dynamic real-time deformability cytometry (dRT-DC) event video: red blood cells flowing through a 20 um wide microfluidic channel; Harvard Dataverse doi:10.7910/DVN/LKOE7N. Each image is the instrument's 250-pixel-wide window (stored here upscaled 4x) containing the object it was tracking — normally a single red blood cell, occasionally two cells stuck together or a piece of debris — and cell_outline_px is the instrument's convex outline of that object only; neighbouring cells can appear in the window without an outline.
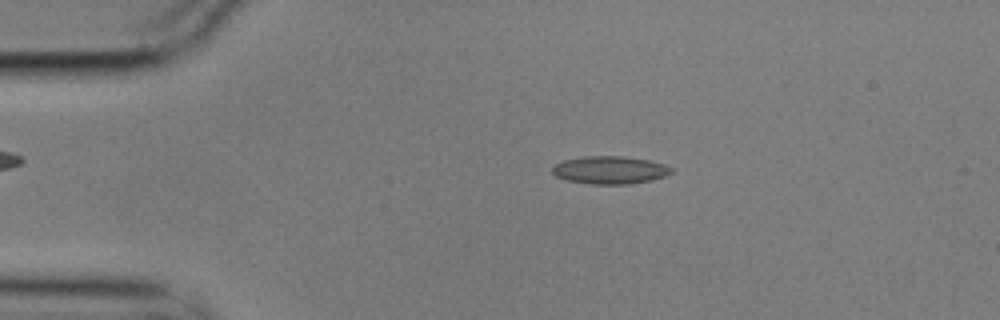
{"species": "common noctule bat (a hibernating species)", "species_latin": "Nyctalus noctula", "temperature_condition": "cold", "stored_images_in_passage": 7, "camera_frame_rate_fps": 3000, "um_per_image_px": 0.085, "animal": {"sex": "male", "body_mass_g": 17.9}, "frame": {"image": 1, "passage_image": 7, "time_ms": 2.0, "image_size_px": [1000, 320], "cell_outline_px": [[676, 168], [672, 172], [664, 176], [652, 180], [628, 184], [592, 184], [568, 180], [556, 176], [552, 172], [552, 168], [556, 164], [564, 160], [584, 156], [624, 156], [648, 160], [664, 164]], "centroid_in_image_um": [51.88, 14.45], "position_along_channel_um": 33.1, "area_um2": 19.25}}